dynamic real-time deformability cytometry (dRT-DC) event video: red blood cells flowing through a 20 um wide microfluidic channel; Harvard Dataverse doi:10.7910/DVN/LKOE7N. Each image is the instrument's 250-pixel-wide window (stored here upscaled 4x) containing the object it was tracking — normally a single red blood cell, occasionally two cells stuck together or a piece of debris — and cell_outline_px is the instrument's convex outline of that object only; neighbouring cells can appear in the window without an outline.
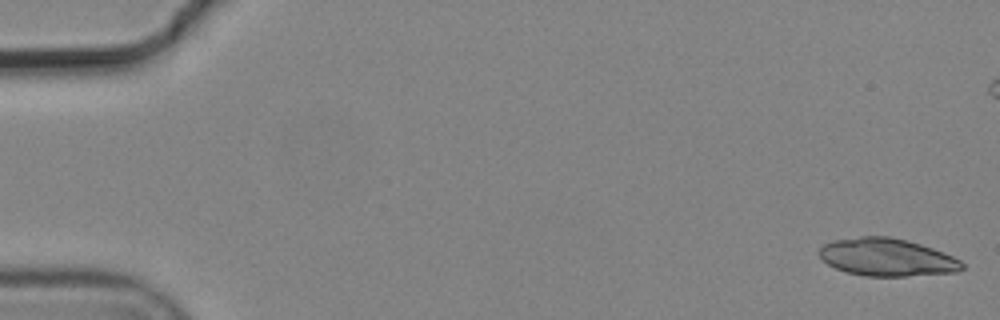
{"species": "common noctule bat (a hibernating species)", "species_latin": "Nyctalus noctula", "temperature_condition": "cold", "stored_images_in_passage": 7, "camera_frame_rate_fps": 3000, "um_per_image_px": 0.085, "animal": {"sex": "male", "body_mass_g": 19.2, "forearm_length_mm": 51.8}, "frame": {"image": 1, "passage_image": 1, "time_ms": 0.0, "image_size_px": [1000, 320], "cell_outline_px": [[964, 268], [956, 272], [904, 276], [864, 276], [848, 272], [836, 268], [828, 264], [820, 256], [820, 248], [824, 244], [832, 240], [860, 236], [888, 236], [920, 244], [944, 252], [960, 260], [964, 264]], "centroid_in_image_um": [75.39, 21.86], "position_along_channel_um": 9.6, "area_um2": 31.15}}
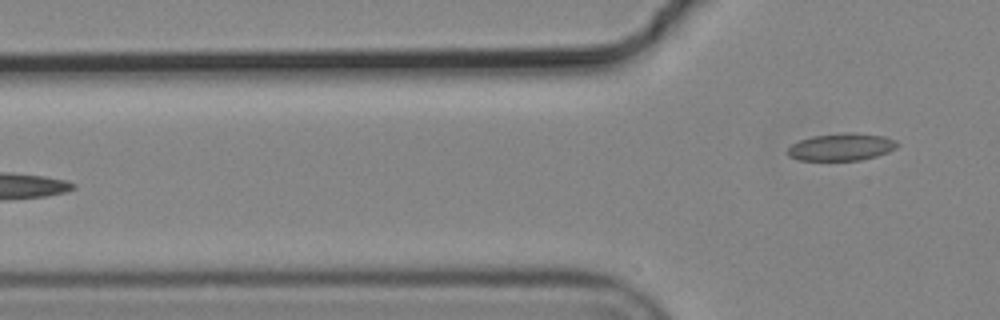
{"frame": {"image": 2, "passage_image": 7, "time_ms": 2.0, "image_size_px": [1000, 320], "cell_outline_px": [[900, 144], [896, 148], [888, 152], [876, 156], [860, 160], [800, 160], [788, 156], [784, 152], [792, 144], [800, 140], [812, 136], [844, 132], [852, 132], [884, 136], [896, 140]], "centroid_in_image_um": [71.51, 12.48], "position_along_channel_um": 54.3, "area_um2": 17.63}}